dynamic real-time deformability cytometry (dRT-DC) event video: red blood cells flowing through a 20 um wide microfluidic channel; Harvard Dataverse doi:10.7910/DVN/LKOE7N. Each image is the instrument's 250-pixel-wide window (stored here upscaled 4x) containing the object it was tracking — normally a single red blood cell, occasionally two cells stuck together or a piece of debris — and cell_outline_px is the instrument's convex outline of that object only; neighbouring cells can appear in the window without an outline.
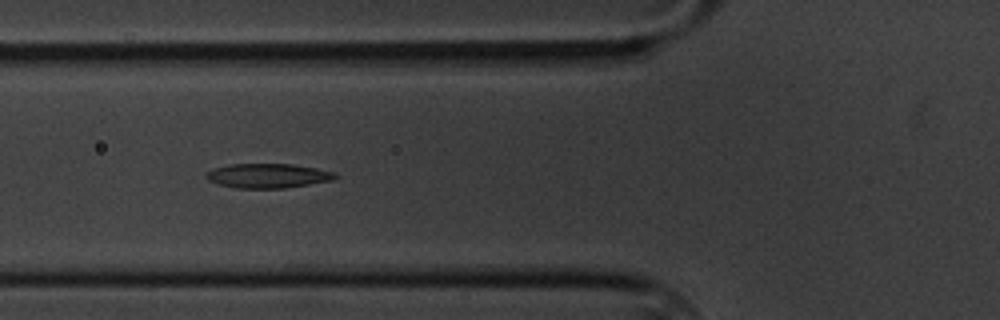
{"species": "common noctule bat (a hibernating species)", "species_latin": "Nyctalus noctula", "temperature_condition": "cold", "stored_images_in_passage": 8, "camera_frame_rate_fps": 3000, "um_per_image_px": 0.085, "animal": {"sex": "male", "body_mass_g": 20.1, "forearm_length_mm": 53.5}, "frame": {"image": 1, "passage_image": 7, "time_ms": 7.0, "image_size_px": [1000, 320], "cell_outline_px": [[340, 176], [336, 180], [284, 188], [236, 188], [220, 184], [208, 180], [204, 176], [204, 172], [212, 168], [228, 164], [292, 164], [316, 168], [336, 172]], "centroid_in_image_um": [22.79, 14.93], "position_along_channel_um": 103.0, "area_um2": 18.67}}
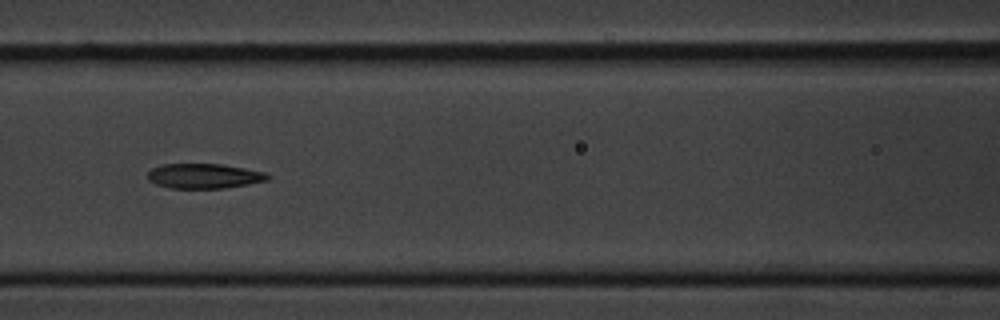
{"frame": {"image": 2, "passage_image": 8, "time_ms": 8.333, "image_size_px": [1000, 320], "cell_outline_px": [[272, 176], [268, 180], [248, 184], [224, 188], [172, 188], [156, 184], [148, 180], [148, 172], [152, 168], [164, 164], [220, 164], [244, 168], [264, 172]], "centroid_in_image_um": [17.35, 14.96], "position_along_channel_um": 149.2, "area_um2": 17.28}}